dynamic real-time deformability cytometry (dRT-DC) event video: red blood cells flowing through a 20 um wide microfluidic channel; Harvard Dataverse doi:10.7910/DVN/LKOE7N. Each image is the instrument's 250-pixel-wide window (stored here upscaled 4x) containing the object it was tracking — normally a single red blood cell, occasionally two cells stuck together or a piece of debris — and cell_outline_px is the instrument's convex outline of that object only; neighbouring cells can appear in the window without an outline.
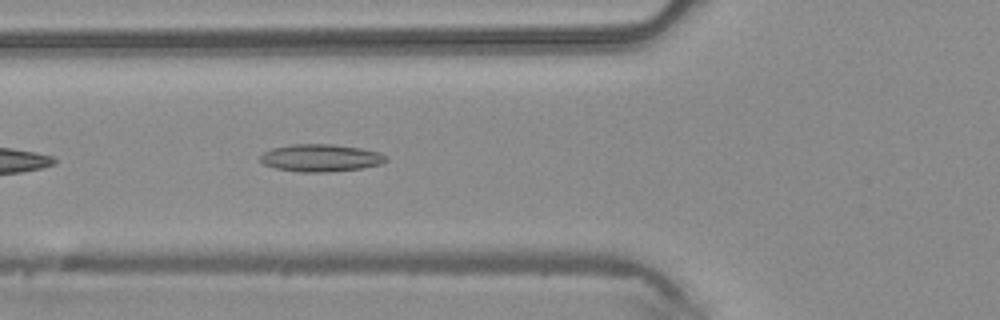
{"species": "common noctule bat (a hibernating species)", "species_latin": "Nyctalus noctula", "temperature_condition": "warm", "stored_images_in_passage": 8, "camera_frame_rate_fps": 3000, "um_per_image_px": 0.085, "animal": {"sex": "male", "body_mass_g": 20.4}, "frame": {"image": 1, "passage_image": 5, "time_ms": 1.333, "image_size_px": [1000, 320], "cell_outline_px": [[388, 160], [380, 164], [364, 168], [328, 172], [300, 172], [276, 168], [264, 164], [260, 160], [260, 156], [264, 152], [272, 148], [292, 144], [332, 144], [360, 148], [380, 152], [388, 156]], "centroid_in_image_um": [27.29, 13.42], "position_along_channel_um": 98.5, "area_um2": 20.17}}